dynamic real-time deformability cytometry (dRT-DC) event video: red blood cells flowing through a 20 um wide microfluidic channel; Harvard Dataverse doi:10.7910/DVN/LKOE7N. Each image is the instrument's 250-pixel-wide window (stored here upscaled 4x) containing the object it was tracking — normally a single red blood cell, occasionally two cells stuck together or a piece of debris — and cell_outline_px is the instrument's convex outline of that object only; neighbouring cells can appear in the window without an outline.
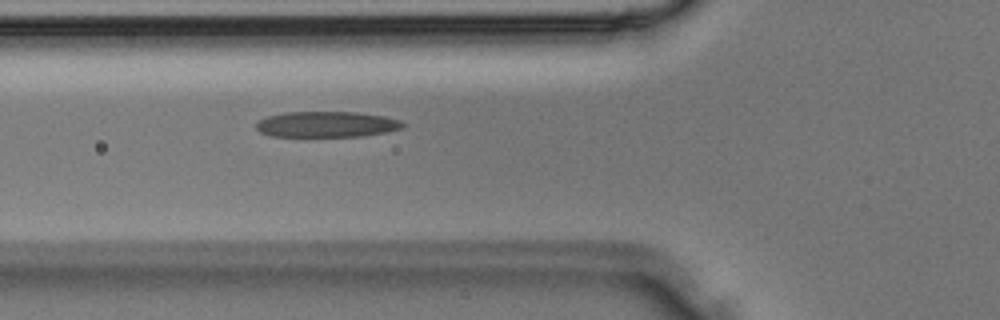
{"species": "Egyptian fruit bat (a non-hibernating species)", "species_latin": "Rousettus aegyptiacus", "temperature_condition": "room temperature", "stored_images_in_passage": 36, "camera_frame_rate_fps": 3000, "um_per_image_px": 0.085, "animal": {"sex": "male"}, "frame": {"image": 1, "passage_image": 13, "time_ms": 4.0, "image_size_px": [1000, 320], "cell_outline_px": [[408, 124], [404, 128], [364, 136], [272, 136], [260, 132], [256, 128], [256, 124], [260, 120], [268, 116], [288, 112], [356, 112], [384, 116], [400, 120]], "centroid_in_image_um": [27.82, 10.57], "position_along_channel_um": 98.0, "area_um2": 21.96}}
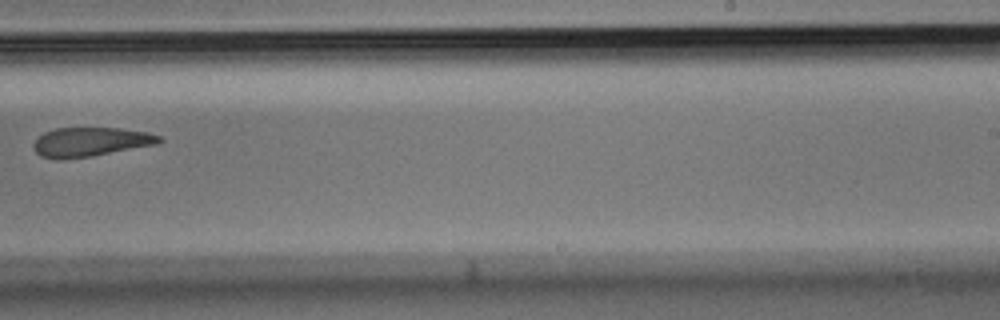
{"frame": {"image": 2, "passage_image": 23, "time_ms": 7.333, "image_size_px": [1000, 320], "cell_outline_px": [[164, 140], [156, 144], [92, 156], [40, 156], [36, 152], [32, 144], [44, 132], [56, 128], [120, 128], [148, 132], [160, 136]], "centroid_in_image_um": [7.77, 12.01], "position_along_channel_um": 281.2, "area_um2": 20.58}}
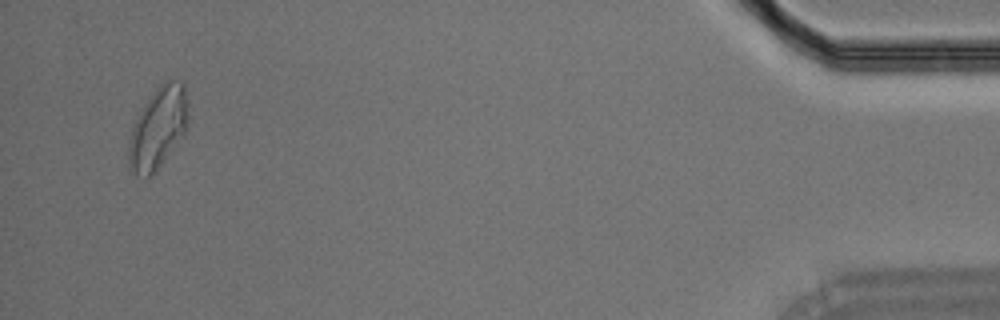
{"frame": {"image": 3, "passage_image": 35, "time_ms": 11.333, "image_size_px": [1000, 320], "cell_outline_px": [[188, 128], [160, 164], [144, 180], [136, 176], [128, 168], [128, 144], [132, 128], [140, 108], [152, 92], [160, 84], [168, 80], [172, 80], [184, 84], [188, 100]], "centroid_in_image_um": [13.41, 10.86], "position_along_channel_um": 421.8, "area_um2": 28.32}}